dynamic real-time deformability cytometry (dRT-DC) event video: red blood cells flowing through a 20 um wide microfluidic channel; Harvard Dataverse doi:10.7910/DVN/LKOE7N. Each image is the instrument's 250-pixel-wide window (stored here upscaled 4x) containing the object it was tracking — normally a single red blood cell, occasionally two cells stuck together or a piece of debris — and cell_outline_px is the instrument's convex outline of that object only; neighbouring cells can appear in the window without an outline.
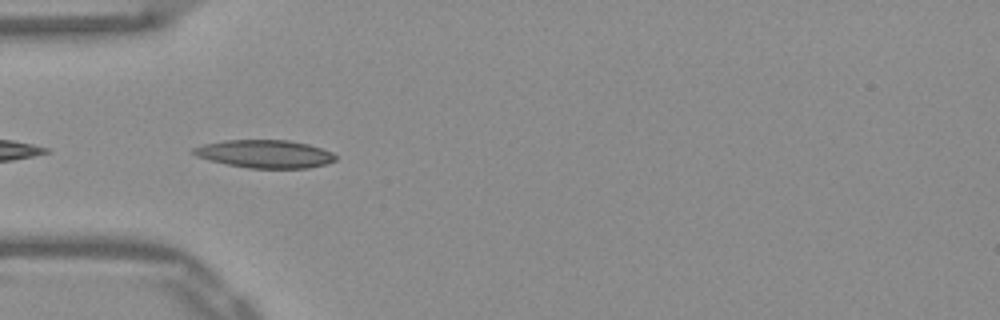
{"species": "Egyptian fruit bat (a non-hibernating species)", "species_latin": "Rousettus aegyptiacus", "temperature_condition": "warm", "stored_images_in_passage": 38, "camera_frame_rate_fps": 3000, "um_per_image_px": 0.085, "frame": {"image": 1, "passage_image": 2, "time_ms": 0.333, "image_size_px": [1000, 320], "cell_outline_px": [[336, 160], [328, 164], [308, 168], [248, 168], [208, 160], [196, 156], [192, 152], [192, 148], [204, 144], [224, 140], [288, 140], [308, 144], [332, 152], [336, 156]], "centroid_in_image_um": [22.52, 13.08], "position_along_channel_um": 62.5, "area_um2": 23.18}}
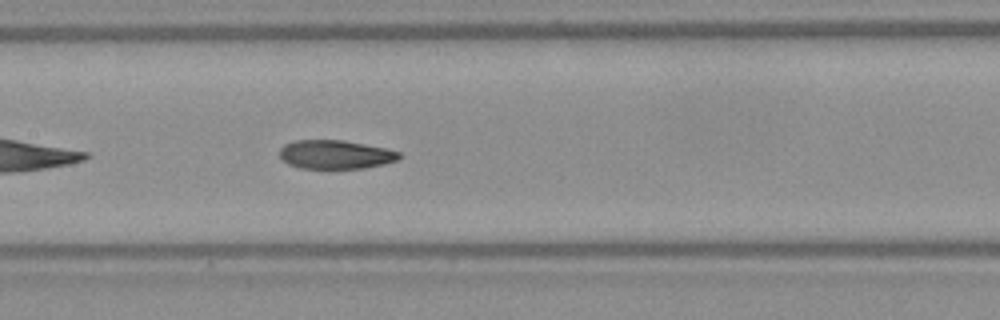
{"frame": {"image": 2, "passage_image": 11, "time_ms": 3.333, "image_size_px": [1000, 320], "cell_outline_px": [[400, 156], [396, 160], [384, 164], [364, 168], [300, 168], [288, 164], [280, 160], [280, 148], [284, 144], [292, 140], [344, 140], [388, 148], [400, 152]], "centroid_in_image_um": [28.48, 13.12], "position_along_channel_um": 178.9, "area_um2": 20.23}}
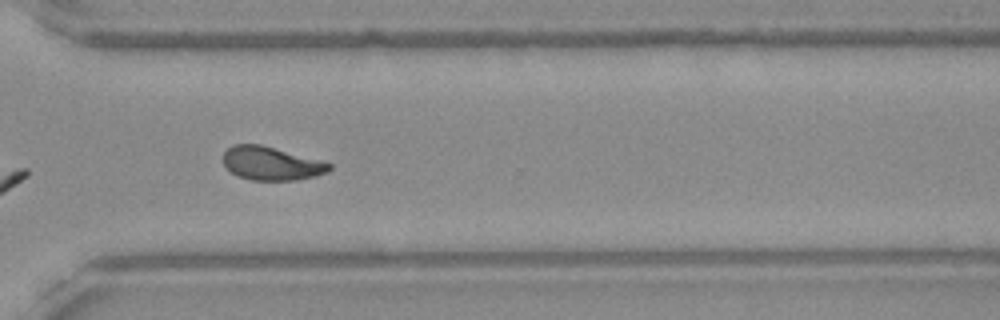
{"frame": {"image": 3, "passage_image": 24, "time_ms": 7.667, "image_size_px": [1000, 320], "cell_outline_px": [[332, 168], [328, 172], [316, 176], [296, 180], [252, 180], [236, 176], [224, 168], [224, 152], [232, 144], [260, 144], [332, 164]], "centroid_in_image_um": [23.02, 13.91], "position_along_channel_um": 347.6, "area_um2": 20.63}, "authors_computed_cell_mechanics": {"area_um2": 21.1259, "velocity_mm_per_s": 3.9018, "shape_relaxation_time_tau1_ms": 7.9498, "shape_relaxation_time_tau2_ms": 2.6438, "deformation_change_tau1": 0.2121, "deformation_change_tau2": 0.0857}}